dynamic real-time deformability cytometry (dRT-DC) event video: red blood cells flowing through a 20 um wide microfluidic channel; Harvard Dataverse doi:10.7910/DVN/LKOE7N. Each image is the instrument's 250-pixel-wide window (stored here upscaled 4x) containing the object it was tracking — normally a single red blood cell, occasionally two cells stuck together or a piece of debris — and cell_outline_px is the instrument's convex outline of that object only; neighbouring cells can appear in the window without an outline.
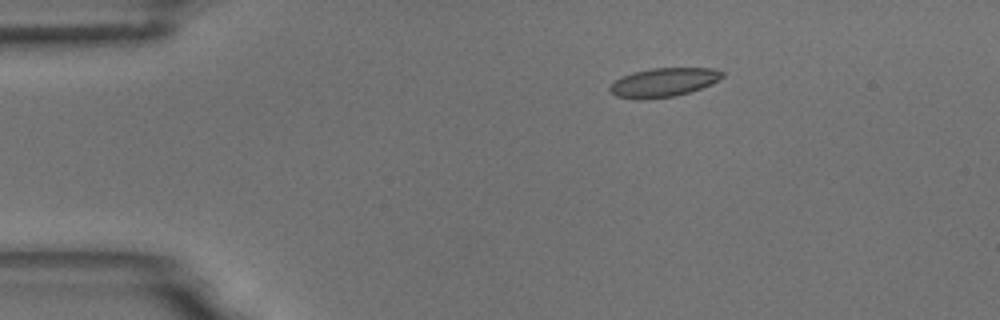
{"species": "common noctule bat (a hibernating species)", "species_latin": "Nyctalus noctula", "temperature_condition": "room temperature", "stored_images_in_passage": 6, "camera_frame_rate_fps": 3000, "um_per_image_px": 0.085, "animal": {"sex": "male", "body_mass_g": 18.8}, "frame": {"image": 1, "passage_image": 3, "time_ms": 2.333, "image_size_px": [1000, 320], "cell_outline_px": [[724, 76], [712, 84], [688, 92], [672, 96], [616, 96], [608, 92], [608, 88], [616, 80], [632, 72], [652, 68], [712, 68], [724, 72]], "centroid_in_image_um": [56.46, 6.94], "position_along_channel_um": 28.5, "area_um2": 18.03}}
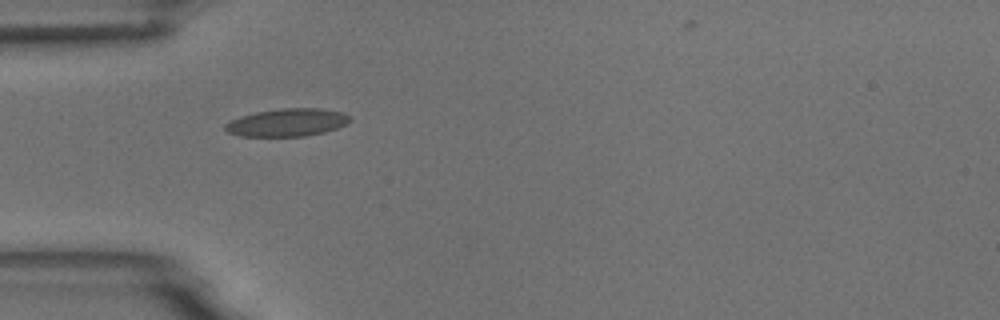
{"frame": {"image": 2, "passage_image": 5, "time_ms": 4.667, "image_size_px": [1000, 320], "cell_outline_px": [[352, 120], [336, 128], [324, 132], [304, 136], [240, 136], [228, 132], [224, 128], [224, 124], [240, 116], [256, 112], [280, 108], [320, 108], [344, 112], [352, 116]], "centroid_in_image_um": [24.43, 10.4], "position_along_channel_um": 60.6, "area_um2": 20.23}}
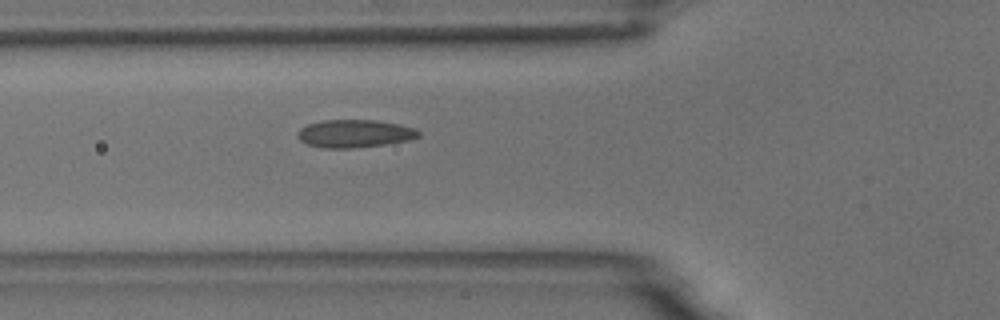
{"frame": {"image": 3, "passage_image": 6, "time_ms": 5.667, "image_size_px": [1000, 320], "cell_outline_px": [[420, 136], [408, 140], [384, 144], [352, 148], [324, 148], [308, 144], [300, 140], [296, 136], [296, 132], [300, 128], [308, 124], [324, 120], [376, 120], [400, 124], [416, 128], [420, 132]], "centroid_in_image_um": [30.14, 11.35], "position_along_channel_um": 95.7, "area_um2": 19.65}}